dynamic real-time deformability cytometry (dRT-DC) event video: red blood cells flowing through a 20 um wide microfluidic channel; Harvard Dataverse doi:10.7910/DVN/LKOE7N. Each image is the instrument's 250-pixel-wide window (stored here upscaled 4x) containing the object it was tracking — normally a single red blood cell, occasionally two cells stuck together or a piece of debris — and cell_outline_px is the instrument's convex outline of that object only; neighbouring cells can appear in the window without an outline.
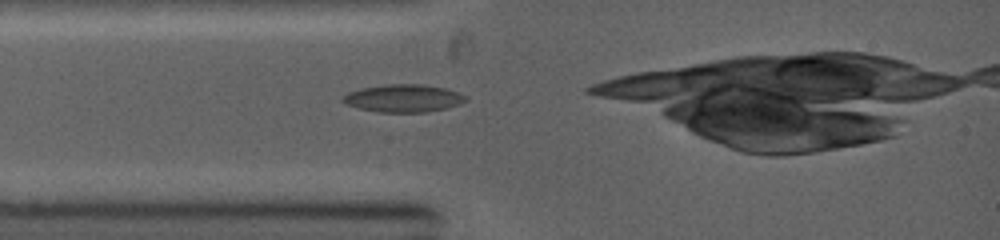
{"species": "common noctule bat (a hibernating species)", "species_latin": "Nyctalus noctula", "temperature_condition": "warm", "stored_images_in_passage": 24, "camera_frame_rate_fps": 5000, "um_per_image_px": 0.085, "animal": {"sex": "female", "body_mass_g": 19.0, "forearm_length_mm": 53.3}, "frame": {"image": 1, "passage_image": 1, "time_ms": 0.0, "image_size_px": [1000, 240], "cell_outline_px": [[468, 100], [460, 104], [444, 108], [424, 112], [380, 112], [360, 108], [348, 104], [340, 100], [340, 96], [348, 92], [360, 88], [388, 84], [424, 84], [444, 88], [468, 96]], "centroid_in_image_um": [34.27, 8.34], "position_along_channel_um": 50.7, "area_um2": 19.77}}